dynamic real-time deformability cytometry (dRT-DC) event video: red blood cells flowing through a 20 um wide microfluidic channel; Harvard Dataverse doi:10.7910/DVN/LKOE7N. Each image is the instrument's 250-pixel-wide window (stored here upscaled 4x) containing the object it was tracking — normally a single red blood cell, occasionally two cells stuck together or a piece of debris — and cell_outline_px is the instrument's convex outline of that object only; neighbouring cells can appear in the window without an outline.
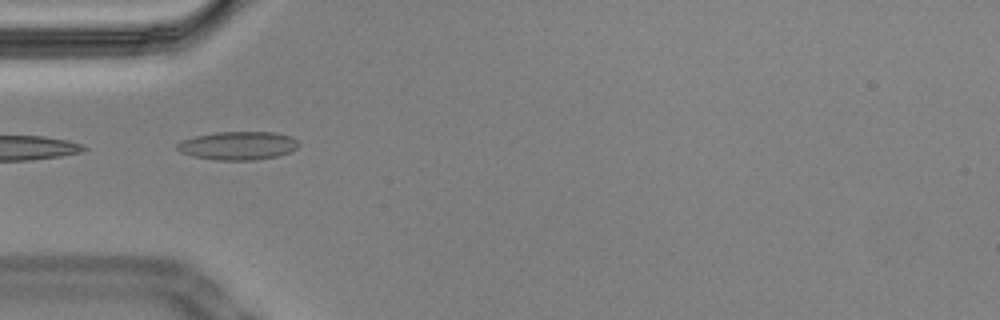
{"species": "Egyptian fruit bat (a non-hibernating species)", "species_latin": "Rousettus aegyptiacus", "temperature_condition": "cold", "stored_images_in_passage": 14, "camera_frame_rate_fps": 3000, "um_per_image_px": 0.085, "animal": {"sex": "male"}, "frame": {"image": 1, "passage_image": 1, "time_ms": 0.0, "image_size_px": [1000, 320], "cell_outline_px": [[300, 144], [292, 152], [280, 156], [256, 160], [216, 160], [192, 156], [180, 152], [176, 148], [176, 144], [180, 140], [196, 136], [216, 132], [272, 132], [292, 136]], "centroid_in_image_um": [20.24, 12.38], "position_along_channel_um": 64.8, "area_um2": 20.35}}
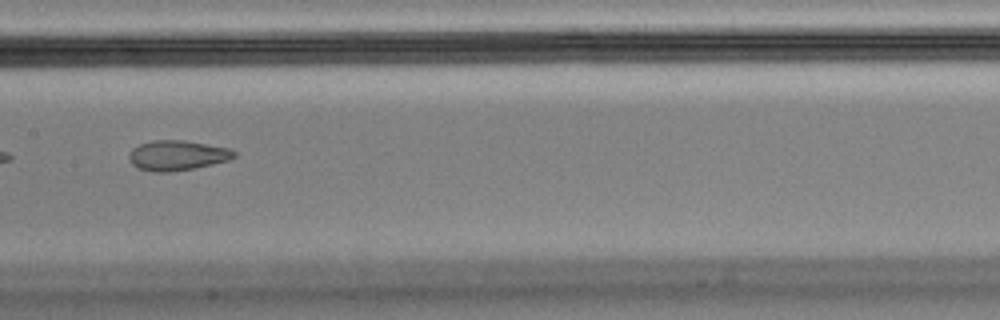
{"frame": {"image": 2, "passage_image": 12, "time_ms": 3.667, "image_size_px": [1000, 320], "cell_outline_px": [[236, 156], [228, 160], [212, 164], [192, 168], [168, 172], [152, 172], [136, 168], [132, 164], [128, 156], [132, 148], [140, 144], [152, 140], [184, 140], [228, 148], [236, 152]], "centroid_in_image_um": [15.02, 13.21], "position_along_channel_um": 192.4, "area_um2": 18.32}}